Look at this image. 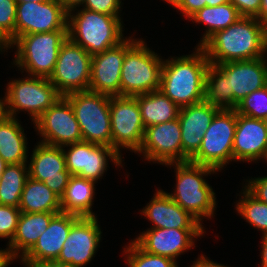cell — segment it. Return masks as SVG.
I'll use <instances>...</instances> for the list:
<instances>
[{"label": "cell", "mask_w": 267, "mask_h": 267, "mask_svg": "<svg viewBox=\"0 0 267 267\" xmlns=\"http://www.w3.org/2000/svg\"><path fill=\"white\" fill-rule=\"evenodd\" d=\"M267 28L255 17H240L200 47L211 64L266 57Z\"/></svg>", "instance_id": "6da1fadb"}, {"label": "cell", "mask_w": 267, "mask_h": 267, "mask_svg": "<svg viewBox=\"0 0 267 267\" xmlns=\"http://www.w3.org/2000/svg\"><path fill=\"white\" fill-rule=\"evenodd\" d=\"M209 64L200 46L192 54L165 59L159 90L180 108L204 101Z\"/></svg>", "instance_id": "7a4b0ae2"}, {"label": "cell", "mask_w": 267, "mask_h": 267, "mask_svg": "<svg viewBox=\"0 0 267 267\" xmlns=\"http://www.w3.org/2000/svg\"><path fill=\"white\" fill-rule=\"evenodd\" d=\"M165 166H175L176 187L174 193L167 192L170 198L200 223L205 217L208 220L213 217L217 205L216 195L204 177L217 171L190 161L169 163Z\"/></svg>", "instance_id": "3957f363"}, {"label": "cell", "mask_w": 267, "mask_h": 267, "mask_svg": "<svg viewBox=\"0 0 267 267\" xmlns=\"http://www.w3.org/2000/svg\"><path fill=\"white\" fill-rule=\"evenodd\" d=\"M122 23L121 17L76 8L68 12L67 35L93 56L125 39Z\"/></svg>", "instance_id": "277c9868"}, {"label": "cell", "mask_w": 267, "mask_h": 267, "mask_svg": "<svg viewBox=\"0 0 267 267\" xmlns=\"http://www.w3.org/2000/svg\"><path fill=\"white\" fill-rule=\"evenodd\" d=\"M164 60L142 39L126 37V53L121 68L120 96H137L160 89Z\"/></svg>", "instance_id": "5b68a950"}, {"label": "cell", "mask_w": 267, "mask_h": 267, "mask_svg": "<svg viewBox=\"0 0 267 267\" xmlns=\"http://www.w3.org/2000/svg\"><path fill=\"white\" fill-rule=\"evenodd\" d=\"M68 38L67 30L33 33L19 36L10 46H15V64L28 75L50 78L53 74L59 50Z\"/></svg>", "instance_id": "8992f818"}, {"label": "cell", "mask_w": 267, "mask_h": 267, "mask_svg": "<svg viewBox=\"0 0 267 267\" xmlns=\"http://www.w3.org/2000/svg\"><path fill=\"white\" fill-rule=\"evenodd\" d=\"M64 97L72 106L83 141L112 147L110 96L86 90Z\"/></svg>", "instance_id": "52a82bcc"}, {"label": "cell", "mask_w": 267, "mask_h": 267, "mask_svg": "<svg viewBox=\"0 0 267 267\" xmlns=\"http://www.w3.org/2000/svg\"><path fill=\"white\" fill-rule=\"evenodd\" d=\"M3 99V113L15 117L19 111L28 112L34 122L62 95L49 78L28 75L26 78L10 80ZM18 112V113H17Z\"/></svg>", "instance_id": "ba28073f"}, {"label": "cell", "mask_w": 267, "mask_h": 267, "mask_svg": "<svg viewBox=\"0 0 267 267\" xmlns=\"http://www.w3.org/2000/svg\"><path fill=\"white\" fill-rule=\"evenodd\" d=\"M236 123L235 109H220L205 131L200 149L189 161L221 171L233 161Z\"/></svg>", "instance_id": "9c48e42d"}, {"label": "cell", "mask_w": 267, "mask_h": 267, "mask_svg": "<svg viewBox=\"0 0 267 267\" xmlns=\"http://www.w3.org/2000/svg\"><path fill=\"white\" fill-rule=\"evenodd\" d=\"M110 123L112 148L119 155H122V148L136 153L141 147L145 130L136 98L110 96Z\"/></svg>", "instance_id": "30bf717a"}, {"label": "cell", "mask_w": 267, "mask_h": 267, "mask_svg": "<svg viewBox=\"0 0 267 267\" xmlns=\"http://www.w3.org/2000/svg\"><path fill=\"white\" fill-rule=\"evenodd\" d=\"M92 56L80 45L67 38L60 47L53 74L49 81L66 95L88 90Z\"/></svg>", "instance_id": "8fae6325"}, {"label": "cell", "mask_w": 267, "mask_h": 267, "mask_svg": "<svg viewBox=\"0 0 267 267\" xmlns=\"http://www.w3.org/2000/svg\"><path fill=\"white\" fill-rule=\"evenodd\" d=\"M43 138L40 142L59 147L83 141L81 130L70 102L61 96L33 122Z\"/></svg>", "instance_id": "7c38bea8"}, {"label": "cell", "mask_w": 267, "mask_h": 267, "mask_svg": "<svg viewBox=\"0 0 267 267\" xmlns=\"http://www.w3.org/2000/svg\"><path fill=\"white\" fill-rule=\"evenodd\" d=\"M66 169L71 175L97 182L107 172L108 159L116 166H122V158L112 147L92 144L86 141L66 145ZM109 157V158H108Z\"/></svg>", "instance_id": "4fadbf2b"}, {"label": "cell", "mask_w": 267, "mask_h": 267, "mask_svg": "<svg viewBox=\"0 0 267 267\" xmlns=\"http://www.w3.org/2000/svg\"><path fill=\"white\" fill-rule=\"evenodd\" d=\"M68 12L59 0L17 3L15 40L22 35L67 30Z\"/></svg>", "instance_id": "5bb4252c"}, {"label": "cell", "mask_w": 267, "mask_h": 267, "mask_svg": "<svg viewBox=\"0 0 267 267\" xmlns=\"http://www.w3.org/2000/svg\"><path fill=\"white\" fill-rule=\"evenodd\" d=\"M136 153L143 154L144 159L150 163L152 161L166 165L182 162L179 119L145 128L141 147Z\"/></svg>", "instance_id": "9a60e30c"}, {"label": "cell", "mask_w": 267, "mask_h": 267, "mask_svg": "<svg viewBox=\"0 0 267 267\" xmlns=\"http://www.w3.org/2000/svg\"><path fill=\"white\" fill-rule=\"evenodd\" d=\"M102 231L97 217H79L72 225L59 257V263L84 267L95 257Z\"/></svg>", "instance_id": "2e32d148"}, {"label": "cell", "mask_w": 267, "mask_h": 267, "mask_svg": "<svg viewBox=\"0 0 267 267\" xmlns=\"http://www.w3.org/2000/svg\"><path fill=\"white\" fill-rule=\"evenodd\" d=\"M32 152L28 161L29 177L43 182L61 197L71 176L66 169L63 147L38 142Z\"/></svg>", "instance_id": "e0dca14e"}, {"label": "cell", "mask_w": 267, "mask_h": 267, "mask_svg": "<svg viewBox=\"0 0 267 267\" xmlns=\"http://www.w3.org/2000/svg\"><path fill=\"white\" fill-rule=\"evenodd\" d=\"M204 233V229L155 228L143 231L133 241L147 253L176 261L179 255L193 249L194 241Z\"/></svg>", "instance_id": "ac0fdd59"}, {"label": "cell", "mask_w": 267, "mask_h": 267, "mask_svg": "<svg viewBox=\"0 0 267 267\" xmlns=\"http://www.w3.org/2000/svg\"><path fill=\"white\" fill-rule=\"evenodd\" d=\"M126 53V37L118 45L91 58L88 90L108 96H120L121 68Z\"/></svg>", "instance_id": "d6986e66"}, {"label": "cell", "mask_w": 267, "mask_h": 267, "mask_svg": "<svg viewBox=\"0 0 267 267\" xmlns=\"http://www.w3.org/2000/svg\"><path fill=\"white\" fill-rule=\"evenodd\" d=\"M220 109L202 101L179 109L182 162L189 161L200 149L205 131Z\"/></svg>", "instance_id": "ffe728a7"}, {"label": "cell", "mask_w": 267, "mask_h": 267, "mask_svg": "<svg viewBox=\"0 0 267 267\" xmlns=\"http://www.w3.org/2000/svg\"><path fill=\"white\" fill-rule=\"evenodd\" d=\"M265 58L217 64L228 77L229 92H233V100L237 104L250 93L267 86V59Z\"/></svg>", "instance_id": "44dd1931"}, {"label": "cell", "mask_w": 267, "mask_h": 267, "mask_svg": "<svg viewBox=\"0 0 267 267\" xmlns=\"http://www.w3.org/2000/svg\"><path fill=\"white\" fill-rule=\"evenodd\" d=\"M77 215L58 213L50 221L48 228L38 237L34 246L20 258L24 267H30L43 261L58 259Z\"/></svg>", "instance_id": "7402d4cb"}, {"label": "cell", "mask_w": 267, "mask_h": 267, "mask_svg": "<svg viewBox=\"0 0 267 267\" xmlns=\"http://www.w3.org/2000/svg\"><path fill=\"white\" fill-rule=\"evenodd\" d=\"M267 152V126L261 119L237 114L233 141V161L264 160Z\"/></svg>", "instance_id": "603a6c76"}, {"label": "cell", "mask_w": 267, "mask_h": 267, "mask_svg": "<svg viewBox=\"0 0 267 267\" xmlns=\"http://www.w3.org/2000/svg\"><path fill=\"white\" fill-rule=\"evenodd\" d=\"M144 215L155 228L205 229L195 217L174 202L162 189H157L151 201L143 207Z\"/></svg>", "instance_id": "cb8c5ba5"}, {"label": "cell", "mask_w": 267, "mask_h": 267, "mask_svg": "<svg viewBox=\"0 0 267 267\" xmlns=\"http://www.w3.org/2000/svg\"><path fill=\"white\" fill-rule=\"evenodd\" d=\"M58 213L61 212H21L15 234L5 249L8 259L13 263V260L22 258L34 246L38 237L48 228L51 219Z\"/></svg>", "instance_id": "d4e9b609"}, {"label": "cell", "mask_w": 267, "mask_h": 267, "mask_svg": "<svg viewBox=\"0 0 267 267\" xmlns=\"http://www.w3.org/2000/svg\"><path fill=\"white\" fill-rule=\"evenodd\" d=\"M27 137L17 117L0 116V155L7 164L28 163Z\"/></svg>", "instance_id": "484cf974"}, {"label": "cell", "mask_w": 267, "mask_h": 267, "mask_svg": "<svg viewBox=\"0 0 267 267\" xmlns=\"http://www.w3.org/2000/svg\"><path fill=\"white\" fill-rule=\"evenodd\" d=\"M97 182L71 175L64 194L60 197L62 213L79 217H94L92 205Z\"/></svg>", "instance_id": "4316f807"}, {"label": "cell", "mask_w": 267, "mask_h": 267, "mask_svg": "<svg viewBox=\"0 0 267 267\" xmlns=\"http://www.w3.org/2000/svg\"><path fill=\"white\" fill-rule=\"evenodd\" d=\"M134 97L138 101L145 128L178 118L180 107L171 101L161 90Z\"/></svg>", "instance_id": "83f0119b"}, {"label": "cell", "mask_w": 267, "mask_h": 267, "mask_svg": "<svg viewBox=\"0 0 267 267\" xmlns=\"http://www.w3.org/2000/svg\"><path fill=\"white\" fill-rule=\"evenodd\" d=\"M19 209L25 213L62 212L60 197L43 182L31 177L23 188Z\"/></svg>", "instance_id": "f1b7e54d"}, {"label": "cell", "mask_w": 267, "mask_h": 267, "mask_svg": "<svg viewBox=\"0 0 267 267\" xmlns=\"http://www.w3.org/2000/svg\"><path fill=\"white\" fill-rule=\"evenodd\" d=\"M240 17L242 16L230 2L218 6H205L198 10L189 20L197 24L202 23L207 29L197 46H201L215 32L234 24Z\"/></svg>", "instance_id": "f546056e"}, {"label": "cell", "mask_w": 267, "mask_h": 267, "mask_svg": "<svg viewBox=\"0 0 267 267\" xmlns=\"http://www.w3.org/2000/svg\"><path fill=\"white\" fill-rule=\"evenodd\" d=\"M204 101L219 109H235L238 105L233 100V92H229L228 77L211 63L206 74Z\"/></svg>", "instance_id": "4dcf8cb0"}, {"label": "cell", "mask_w": 267, "mask_h": 267, "mask_svg": "<svg viewBox=\"0 0 267 267\" xmlns=\"http://www.w3.org/2000/svg\"><path fill=\"white\" fill-rule=\"evenodd\" d=\"M27 163L8 164L0 176V204L19 208L23 188L29 177Z\"/></svg>", "instance_id": "1f68e13d"}, {"label": "cell", "mask_w": 267, "mask_h": 267, "mask_svg": "<svg viewBox=\"0 0 267 267\" xmlns=\"http://www.w3.org/2000/svg\"><path fill=\"white\" fill-rule=\"evenodd\" d=\"M236 203L237 213L251 226L267 234V203L259 201L245 187Z\"/></svg>", "instance_id": "d6a6232c"}, {"label": "cell", "mask_w": 267, "mask_h": 267, "mask_svg": "<svg viewBox=\"0 0 267 267\" xmlns=\"http://www.w3.org/2000/svg\"><path fill=\"white\" fill-rule=\"evenodd\" d=\"M127 246L124 247V253H126V263L129 267H178L177 261L168 257L147 253L133 240Z\"/></svg>", "instance_id": "836d02e7"}, {"label": "cell", "mask_w": 267, "mask_h": 267, "mask_svg": "<svg viewBox=\"0 0 267 267\" xmlns=\"http://www.w3.org/2000/svg\"><path fill=\"white\" fill-rule=\"evenodd\" d=\"M16 10L15 0H0V48L4 52L15 41Z\"/></svg>", "instance_id": "e575fe53"}, {"label": "cell", "mask_w": 267, "mask_h": 267, "mask_svg": "<svg viewBox=\"0 0 267 267\" xmlns=\"http://www.w3.org/2000/svg\"><path fill=\"white\" fill-rule=\"evenodd\" d=\"M235 110L237 114L262 120L267 114V86L250 93L238 103Z\"/></svg>", "instance_id": "d590c367"}, {"label": "cell", "mask_w": 267, "mask_h": 267, "mask_svg": "<svg viewBox=\"0 0 267 267\" xmlns=\"http://www.w3.org/2000/svg\"><path fill=\"white\" fill-rule=\"evenodd\" d=\"M20 214L21 210L19 208L0 204V238H9L8 242L12 240Z\"/></svg>", "instance_id": "8d00e7d4"}, {"label": "cell", "mask_w": 267, "mask_h": 267, "mask_svg": "<svg viewBox=\"0 0 267 267\" xmlns=\"http://www.w3.org/2000/svg\"><path fill=\"white\" fill-rule=\"evenodd\" d=\"M121 5V0H84L82 8L93 12L120 17Z\"/></svg>", "instance_id": "74e56055"}, {"label": "cell", "mask_w": 267, "mask_h": 267, "mask_svg": "<svg viewBox=\"0 0 267 267\" xmlns=\"http://www.w3.org/2000/svg\"><path fill=\"white\" fill-rule=\"evenodd\" d=\"M245 188L259 201L267 203V176L247 180Z\"/></svg>", "instance_id": "f35d334b"}, {"label": "cell", "mask_w": 267, "mask_h": 267, "mask_svg": "<svg viewBox=\"0 0 267 267\" xmlns=\"http://www.w3.org/2000/svg\"><path fill=\"white\" fill-rule=\"evenodd\" d=\"M239 14L244 17H257L261 8V0H229Z\"/></svg>", "instance_id": "ab89813d"}, {"label": "cell", "mask_w": 267, "mask_h": 267, "mask_svg": "<svg viewBox=\"0 0 267 267\" xmlns=\"http://www.w3.org/2000/svg\"><path fill=\"white\" fill-rule=\"evenodd\" d=\"M206 6V0H176L172 7L178 9L189 19L194 13Z\"/></svg>", "instance_id": "60d3db41"}, {"label": "cell", "mask_w": 267, "mask_h": 267, "mask_svg": "<svg viewBox=\"0 0 267 267\" xmlns=\"http://www.w3.org/2000/svg\"><path fill=\"white\" fill-rule=\"evenodd\" d=\"M193 266L194 267H229V266H225L220 263L211 261L210 259H208V257L206 258L205 255L203 254L198 256L197 260L193 262Z\"/></svg>", "instance_id": "b9f144b4"}, {"label": "cell", "mask_w": 267, "mask_h": 267, "mask_svg": "<svg viewBox=\"0 0 267 267\" xmlns=\"http://www.w3.org/2000/svg\"><path fill=\"white\" fill-rule=\"evenodd\" d=\"M59 2L63 5V8L70 12L71 10H74L78 7H80L84 0H59Z\"/></svg>", "instance_id": "7bdbcfd3"}, {"label": "cell", "mask_w": 267, "mask_h": 267, "mask_svg": "<svg viewBox=\"0 0 267 267\" xmlns=\"http://www.w3.org/2000/svg\"><path fill=\"white\" fill-rule=\"evenodd\" d=\"M256 18L267 28V0H261V8Z\"/></svg>", "instance_id": "ee69618b"}, {"label": "cell", "mask_w": 267, "mask_h": 267, "mask_svg": "<svg viewBox=\"0 0 267 267\" xmlns=\"http://www.w3.org/2000/svg\"><path fill=\"white\" fill-rule=\"evenodd\" d=\"M262 250L260 252L261 254V266L260 267H267V234H264L262 236Z\"/></svg>", "instance_id": "f6af8a7d"}, {"label": "cell", "mask_w": 267, "mask_h": 267, "mask_svg": "<svg viewBox=\"0 0 267 267\" xmlns=\"http://www.w3.org/2000/svg\"><path fill=\"white\" fill-rule=\"evenodd\" d=\"M30 267H71L70 265L59 263L55 261H43L38 264H34Z\"/></svg>", "instance_id": "bcb514c9"}, {"label": "cell", "mask_w": 267, "mask_h": 267, "mask_svg": "<svg viewBox=\"0 0 267 267\" xmlns=\"http://www.w3.org/2000/svg\"><path fill=\"white\" fill-rule=\"evenodd\" d=\"M11 264V261L8 259L6 255L5 249H0V267H8Z\"/></svg>", "instance_id": "7dc6e473"}, {"label": "cell", "mask_w": 267, "mask_h": 267, "mask_svg": "<svg viewBox=\"0 0 267 267\" xmlns=\"http://www.w3.org/2000/svg\"><path fill=\"white\" fill-rule=\"evenodd\" d=\"M229 2V0H206V6H218Z\"/></svg>", "instance_id": "c3c4849f"}, {"label": "cell", "mask_w": 267, "mask_h": 267, "mask_svg": "<svg viewBox=\"0 0 267 267\" xmlns=\"http://www.w3.org/2000/svg\"><path fill=\"white\" fill-rule=\"evenodd\" d=\"M7 165L8 164L3 160V158L0 155V176L4 172V170L6 169Z\"/></svg>", "instance_id": "681fc988"}, {"label": "cell", "mask_w": 267, "mask_h": 267, "mask_svg": "<svg viewBox=\"0 0 267 267\" xmlns=\"http://www.w3.org/2000/svg\"><path fill=\"white\" fill-rule=\"evenodd\" d=\"M16 3H25V2H29V1H34V2H46V1H49V0H15Z\"/></svg>", "instance_id": "f907efd6"}, {"label": "cell", "mask_w": 267, "mask_h": 267, "mask_svg": "<svg viewBox=\"0 0 267 267\" xmlns=\"http://www.w3.org/2000/svg\"><path fill=\"white\" fill-rule=\"evenodd\" d=\"M3 114V100L0 98V116Z\"/></svg>", "instance_id": "816d5d0a"}, {"label": "cell", "mask_w": 267, "mask_h": 267, "mask_svg": "<svg viewBox=\"0 0 267 267\" xmlns=\"http://www.w3.org/2000/svg\"><path fill=\"white\" fill-rule=\"evenodd\" d=\"M163 1L167 2L170 5H173L176 0H163Z\"/></svg>", "instance_id": "f5cc1de1"}, {"label": "cell", "mask_w": 267, "mask_h": 267, "mask_svg": "<svg viewBox=\"0 0 267 267\" xmlns=\"http://www.w3.org/2000/svg\"><path fill=\"white\" fill-rule=\"evenodd\" d=\"M262 120L265 123V125L267 126V114L264 116V118Z\"/></svg>", "instance_id": "db71d44e"}, {"label": "cell", "mask_w": 267, "mask_h": 267, "mask_svg": "<svg viewBox=\"0 0 267 267\" xmlns=\"http://www.w3.org/2000/svg\"><path fill=\"white\" fill-rule=\"evenodd\" d=\"M264 159H265V161L267 162V152H266V155H265Z\"/></svg>", "instance_id": "11a10c76"}]
</instances>
